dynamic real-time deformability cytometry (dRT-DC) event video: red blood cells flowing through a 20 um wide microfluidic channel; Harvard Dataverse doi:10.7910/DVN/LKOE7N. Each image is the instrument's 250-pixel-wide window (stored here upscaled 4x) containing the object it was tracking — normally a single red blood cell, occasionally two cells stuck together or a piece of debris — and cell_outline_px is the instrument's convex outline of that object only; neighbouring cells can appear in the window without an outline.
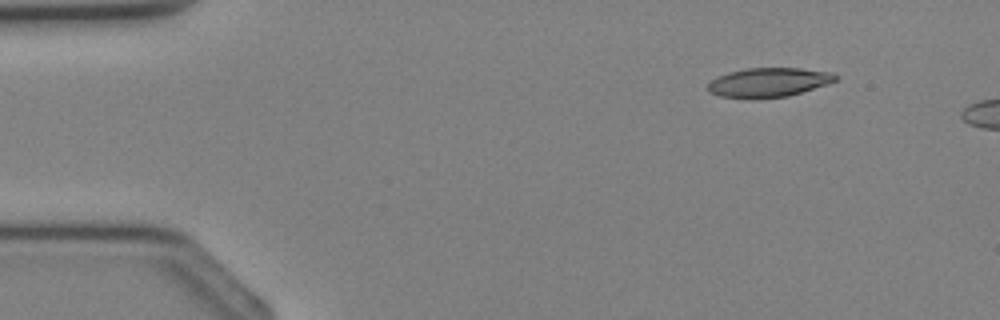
{"species": "Egyptian fruit bat (a non-hibernating species)", "species_latin": "Rousettus aegyptiacus", "temperature_condition": "cold", "stored_images_in_passage": 5, "camera_frame_rate_fps": 3000, "um_per_image_px": 0.085, "animal": {"sex": "female"}, "frame": {"image": 1, "passage_image": 1, "time_ms": 0.0, "image_size_px": [1000, 320], "cell_outline_px": [[836, 80], [828, 84], [788, 96], [752, 100], [748, 100], [720, 96], [708, 92], [708, 84], [712, 80], [728, 72], [748, 68], [800, 68], [832, 72], [836, 76]], "centroid_in_image_um": [65.31, 7.02], "position_along_channel_um": 19.7, "area_um2": 21.96}}